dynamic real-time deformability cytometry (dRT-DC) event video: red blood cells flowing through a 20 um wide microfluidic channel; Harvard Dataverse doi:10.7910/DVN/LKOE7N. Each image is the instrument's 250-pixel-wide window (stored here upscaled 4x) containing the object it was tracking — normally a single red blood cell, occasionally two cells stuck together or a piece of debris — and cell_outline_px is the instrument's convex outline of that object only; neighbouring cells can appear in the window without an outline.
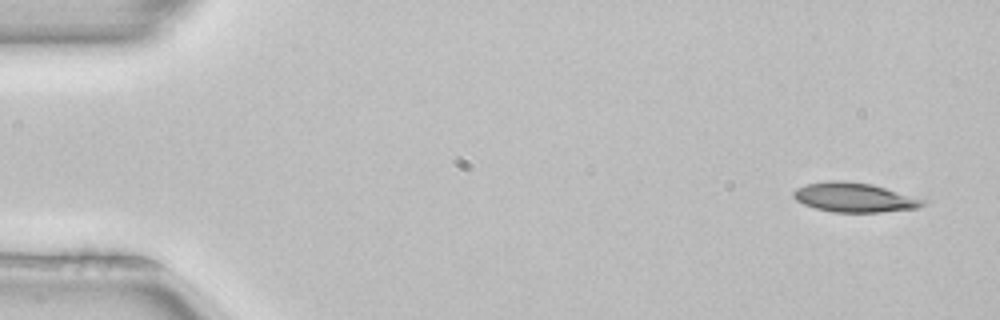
{"species": "common noctule bat (a hibernating species)", "species_latin": "Nyctalus noctula", "temperature_condition": "room temperature", "stored_images_in_passage": 4, "camera_frame_rate_fps": 3000, "um_per_image_px": 0.085, "animal": {"sex": "female", "body_mass_g": 22.7, "forearm_length_mm": 54.2}, "frame": {"image": 1, "passage_image": 1, "time_ms": 0.0, "image_size_px": [1000, 320], "cell_outline_px": [[928, 200], [920, 208], [880, 212], [832, 212], [816, 208], [804, 204], [796, 200], [792, 196], [792, 192], [796, 188], [804, 184], [832, 180], [840, 180], [872, 184]], "centroid_in_image_um": [72.62, 16.78], "position_along_channel_um": 12.4, "area_um2": 22.31}}
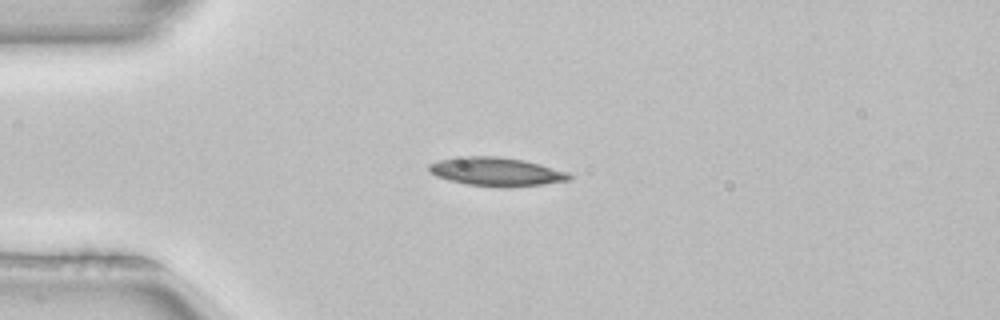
{"frame": {"image": 2, "passage_image": 3, "time_ms": 0.667, "image_size_px": [1000, 320], "cell_outline_px": [[572, 180], [544, 184], [512, 188], [500, 188], [468, 184], [448, 180], [436, 176], [428, 168], [428, 164], [440, 160], [464, 156], [500, 156], [524, 160], [540, 164], [568, 172], [572, 176]], "centroid_in_image_um": [42.24, 14.61], "position_along_channel_um": 42.8, "area_um2": 23.64}}